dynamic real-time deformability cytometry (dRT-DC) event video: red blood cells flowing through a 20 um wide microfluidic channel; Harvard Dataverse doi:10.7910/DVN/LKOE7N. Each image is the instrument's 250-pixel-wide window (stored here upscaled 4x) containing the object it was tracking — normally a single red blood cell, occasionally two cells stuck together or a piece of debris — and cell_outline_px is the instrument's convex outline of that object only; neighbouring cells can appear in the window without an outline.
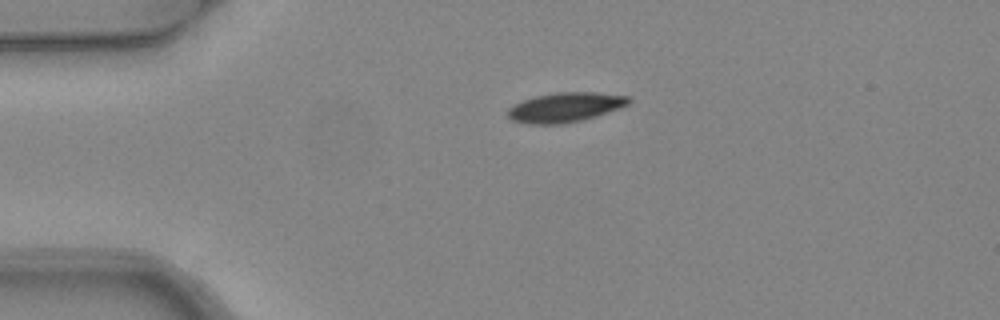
{"species": "common noctule bat (a hibernating species)", "species_latin": "Nyctalus noctula", "temperature_condition": "warm", "stored_images_in_passage": 2, "camera_frame_rate_fps": 3000, "um_per_image_px": 0.085, "animal": {"sex": "female", "body_mass_g": 24.6, "forearm_length_mm": 56.2}, "frame": {"image": 1, "passage_image": 1, "time_ms": 0.0, "image_size_px": [1000, 320], "cell_outline_px": [[632, 100], [628, 104], [620, 108], [596, 116], [564, 124], [524, 124], [512, 120], [508, 116], [508, 108], [524, 100], [536, 96], [556, 92], [596, 92], [628, 96]], "centroid_in_image_um": [48.05, 9.12], "position_along_channel_um": 36.9, "area_um2": 20.81}}